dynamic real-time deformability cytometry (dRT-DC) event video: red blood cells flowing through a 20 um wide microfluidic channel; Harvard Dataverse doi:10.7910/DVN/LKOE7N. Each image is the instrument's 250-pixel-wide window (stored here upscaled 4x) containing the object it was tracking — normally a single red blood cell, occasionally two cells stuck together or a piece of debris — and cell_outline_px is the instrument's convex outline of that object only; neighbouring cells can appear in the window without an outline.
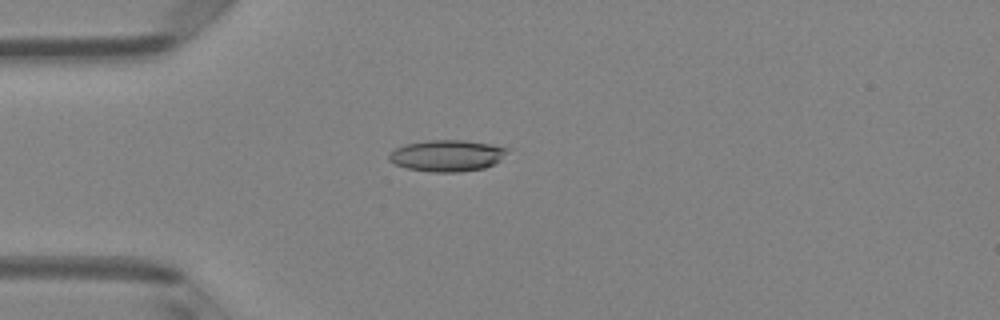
{"species": "Egyptian fruit bat (a non-hibernating species)", "species_latin": "Rousettus aegyptiacus", "temperature_condition": "room temperature", "stored_images_in_passage": 50, "camera_frame_rate_fps": 3000, "um_per_image_px": 0.085, "animal": {"sex": "female"}, "frame": {"image": 1, "passage_image": 14, "time_ms": 4.333, "image_size_px": [1000, 320], "cell_outline_px": [[508, 148], [500, 160], [484, 168], [456, 172], [432, 172], [408, 168], [396, 164], [388, 160], [388, 156], [396, 148], [408, 144], [428, 140], [464, 140], [492, 144]], "centroid_in_image_um": [38.0, 13.22], "position_along_channel_um": 47.0, "area_um2": 21.33}}
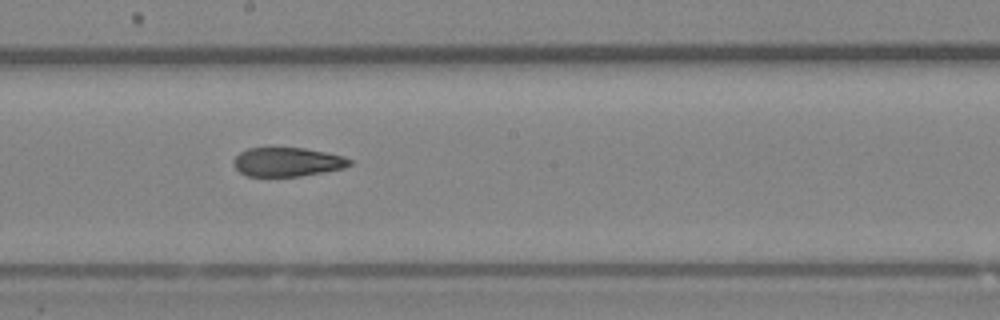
{"frame": {"image": 2, "passage_image": 28, "time_ms": 9.0, "image_size_px": [1000, 320], "cell_outline_px": [[352, 164], [344, 168], [300, 176], [248, 176], [240, 172], [232, 164], [232, 160], [240, 152], [248, 148], [268, 144], [304, 148], [344, 156], [352, 160]], "centroid_in_image_um": [24.37, 13.71], "position_along_channel_um": 223.8, "area_um2": 20.35}}
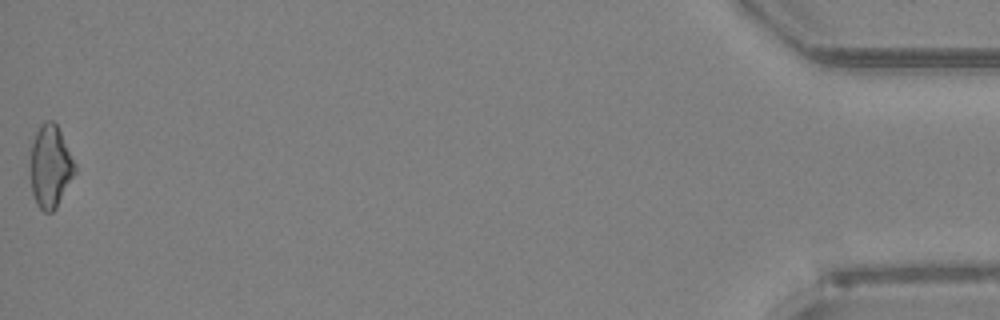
{"frame": {"image": 3, "passage_image": 50, "time_ms": 16.333, "image_size_px": [1000, 320], "cell_outline_px": [[76, 172], [56, 208], [52, 212], [44, 212], [36, 204], [32, 192], [28, 164], [32, 144], [36, 132], [40, 124], [44, 120], [52, 120], [56, 124], [76, 164]], "centroid_in_image_um": [4.25, 14.15], "position_along_channel_um": 431.0, "area_um2": 21.73}, "authors_computed_cell_mechanics": {"area_um2": 21.0392, "velocity_mm_per_s": 4.147, "shape_relaxation_time_tau1_ms": null, "shape_relaxation_time_tau2_ms": 3.1282, "deformation_change_tau1": null, "deformation_change_tau2": 0.1146}}